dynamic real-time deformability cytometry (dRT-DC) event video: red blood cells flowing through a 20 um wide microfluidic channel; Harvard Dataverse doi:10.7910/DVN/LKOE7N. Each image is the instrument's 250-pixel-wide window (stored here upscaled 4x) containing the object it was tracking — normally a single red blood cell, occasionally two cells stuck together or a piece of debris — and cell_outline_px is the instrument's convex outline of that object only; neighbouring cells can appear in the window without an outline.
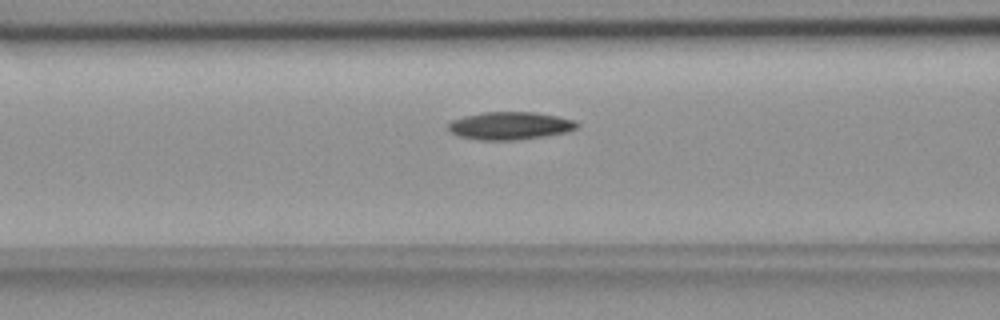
{"species": "common noctule bat (a hibernating species)", "species_latin": "Nyctalus noctula", "temperature_condition": "room temperature", "stored_images_in_passage": 54, "camera_frame_rate_fps": 3000, "um_per_image_px": 0.085, "animal": {"sex": "female", "body_mass_g": 18.4}, "frame": {"image": 1, "passage_image": 21, "time_ms": 6.667, "image_size_px": [1000, 320], "cell_outline_px": [[580, 124], [576, 128], [564, 132], [540, 136], [512, 140], [480, 140], [460, 136], [452, 132], [448, 128], [448, 124], [452, 120], [464, 116], [480, 112], [536, 112], [576, 120]], "centroid_in_image_um": [43.33, 10.67], "position_along_channel_um": 123.3, "area_um2": 20.58}}
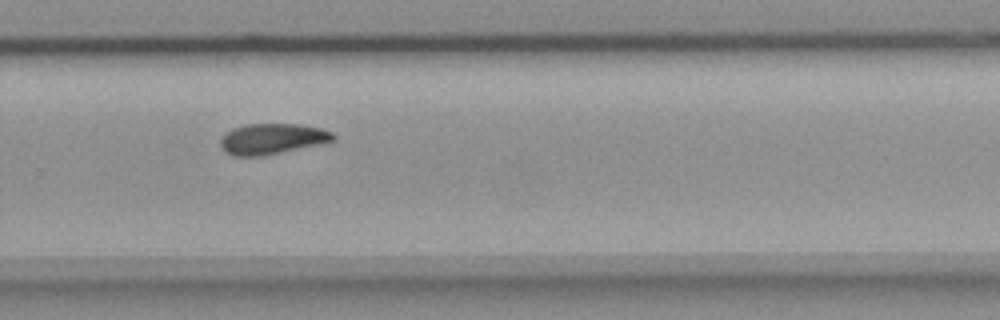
{"frame": {"image": 2, "passage_image": 36, "time_ms": 11.667, "image_size_px": [1000, 320], "cell_outline_px": [[336, 140], [264, 156], [232, 156], [224, 152], [220, 148], [220, 140], [224, 132], [232, 128], [244, 124], [300, 124], [320, 128], [332, 132], [336, 136]], "centroid_in_image_um": [23.07, 11.8], "position_along_channel_um": 306.7, "area_um2": 20.4}}
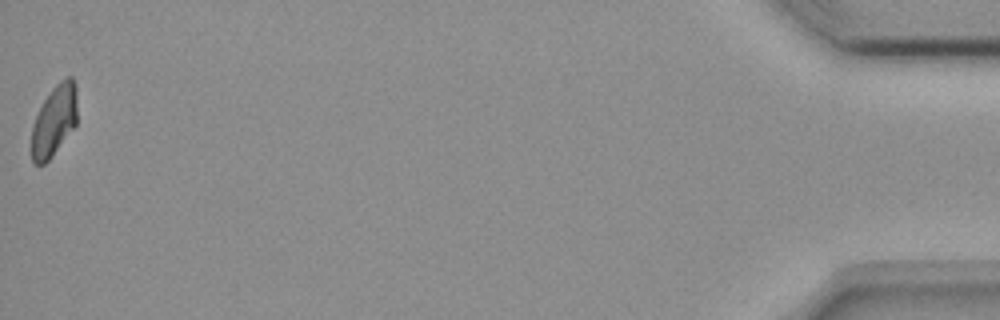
{"frame": {"image": 3, "passage_image": 54, "time_ms": 17.667, "image_size_px": [1000, 320], "cell_outline_px": [[76, 124], [52, 156], [44, 164], [36, 164], [32, 160], [32, 124], [44, 100], [52, 88], [60, 80], [68, 76], [72, 76], [76, 88]], "centroid_in_image_um": [4.6, 10.23], "position_along_channel_um": 430.6, "area_um2": 18.61}, "authors_computed_cell_mechanics": {"area_um2": 20.23, "velocity_mm_per_s": 3.6781, "shape_relaxation_time_tau1_ms": 5.2589, "shape_relaxation_time_tau2_ms": null, "deformation_change_tau1": 0.1297, "deformation_change_tau2": null}}